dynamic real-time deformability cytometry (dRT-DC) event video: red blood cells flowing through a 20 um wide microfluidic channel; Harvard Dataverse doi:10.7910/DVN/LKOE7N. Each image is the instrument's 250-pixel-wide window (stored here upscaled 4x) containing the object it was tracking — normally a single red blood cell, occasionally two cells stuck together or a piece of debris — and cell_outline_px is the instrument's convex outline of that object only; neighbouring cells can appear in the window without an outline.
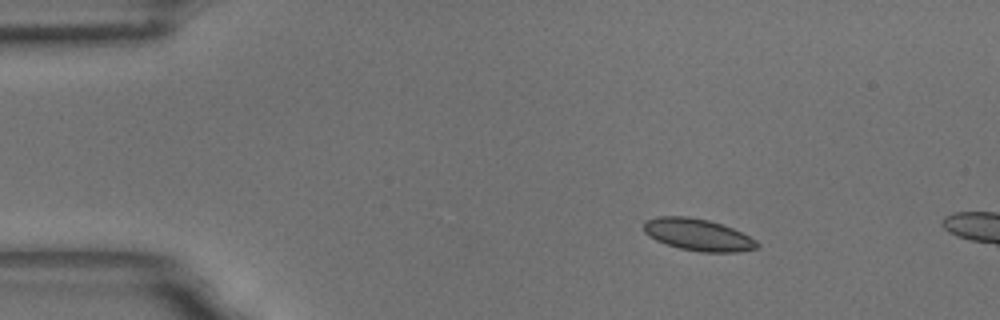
{"species": "common noctule bat (a hibernating species)", "species_latin": "Nyctalus noctula", "temperature_condition": "room temperature", "stored_images_in_passage": 6, "camera_frame_rate_fps": 3000, "um_per_image_px": 0.085, "animal": {"sex": "male", "body_mass_g": 18.8}, "frame": {"image": 1, "passage_image": 1, "time_ms": 0.0, "image_size_px": [1000, 320], "cell_outline_px": [[760, 244], [756, 248], [736, 252], [700, 252], [680, 248], [656, 240], [648, 236], [644, 232], [644, 220], [656, 216], [688, 216], [708, 220], [732, 228], [756, 240]], "centroid_in_image_um": [59.29, 19.94], "position_along_channel_um": 25.7, "area_um2": 20.98}}